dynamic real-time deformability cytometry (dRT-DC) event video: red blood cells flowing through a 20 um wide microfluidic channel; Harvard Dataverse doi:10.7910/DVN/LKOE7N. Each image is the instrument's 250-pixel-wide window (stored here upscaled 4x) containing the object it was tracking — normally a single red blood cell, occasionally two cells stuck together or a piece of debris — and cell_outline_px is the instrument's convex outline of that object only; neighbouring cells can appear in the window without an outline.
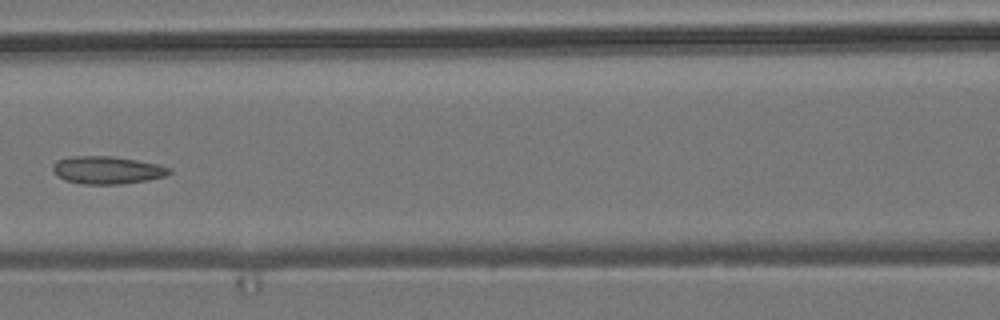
{"species": "common noctule bat (a hibernating species)", "species_latin": "Nyctalus noctula", "temperature_condition": "room temperature", "stored_images_in_passage": 7, "camera_frame_rate_fps": 3000, "um_per_image_px": 0.085, "animal": {"sex": "male", "body_mass_g": 19.2, "forearm_length_mm": 51.8}, "frame": {"image": 1, "passage_image": 6, "time_ms": 1.667, "image_size_px": [1000, 320], "cell_outline_px": [[172, 172], [164, 176], [148, 180], [120, 184], [84, 184], [64, 180], [52, 168], [52, 164], [56, 160], [72, 156], [112, 156], [136, 160], [156, 164], [172, 168]], "centroid_in_image_um": [9.11, 14.45], "position_along_channel_um": 157.5, "area_um2": 18.67}}
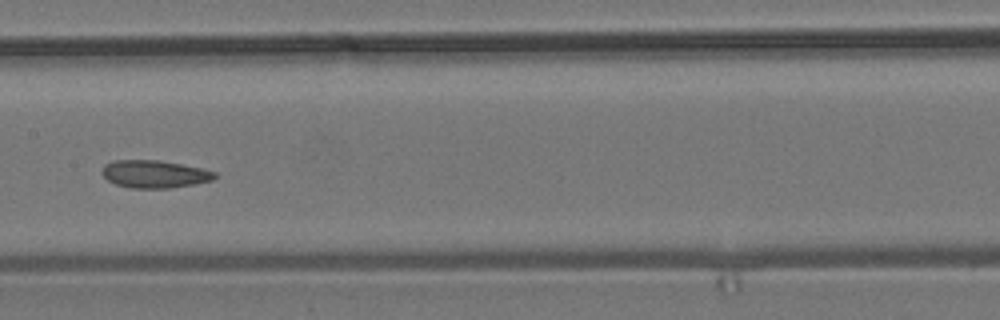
{"frame": {"image": 2, "passage_image": 7, "time_ms": 2.0, "image_size_px": [1000, 320], "cell_outline_px": [[216, 176], [212, 180], [192, 184], [168, 188], [128, 188], [116, 184], [108, 180], [100, 172], [104, 164], [116, 160], [160, 160], [200, 168], [216, 172]], "centroid_in_image_um": [13.08, 14.79], "position_along_channel_um": 194.3, "area_um2": 18.03}}